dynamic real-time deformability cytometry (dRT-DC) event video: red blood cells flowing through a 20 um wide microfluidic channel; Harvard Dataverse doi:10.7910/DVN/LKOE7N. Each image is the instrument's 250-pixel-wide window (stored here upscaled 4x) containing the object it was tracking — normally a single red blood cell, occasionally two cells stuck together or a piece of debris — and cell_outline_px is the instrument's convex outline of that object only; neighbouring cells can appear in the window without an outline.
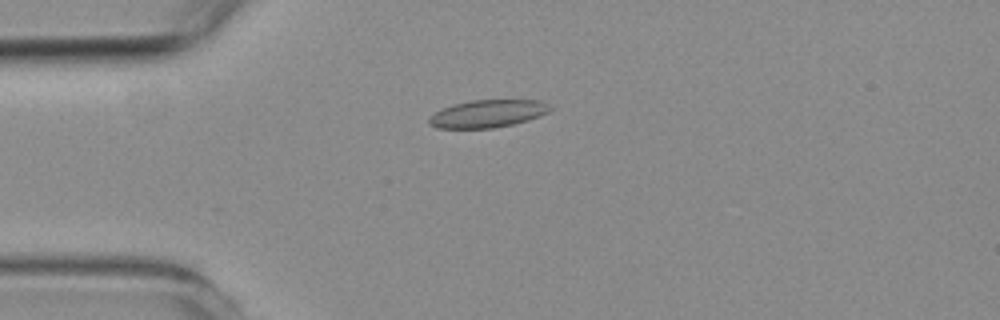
{"species": "common noctule bat (a hibernating species)", "species_latin": "Nyctalus noctula", "temperature_condition": "room temperature", "stored_images_in_passage": 8, "camera_frame_rate_fps": 3000, "um_per_image_px": 0.085, "animal": {"sex": "female", "body_mass_g": 19.3, "forearm_length_mm": 54.1}, "frame": {"image": 1, "passage_image": 2, "time_ms": 0.333, "image_size_px": [1000, 320], "cell_outline_px": [[552, 108], [548, 112], [528, 120], [512, 124], [492, 128], [436, 128], [428, 120], [436, 112], [444, 108], [456, 104], [472, 100], [540, 100]], "centroid_in_image_um": [41.48, 9.66], "position_along_channel_um": 43.5, "area_um2": 19.02}}
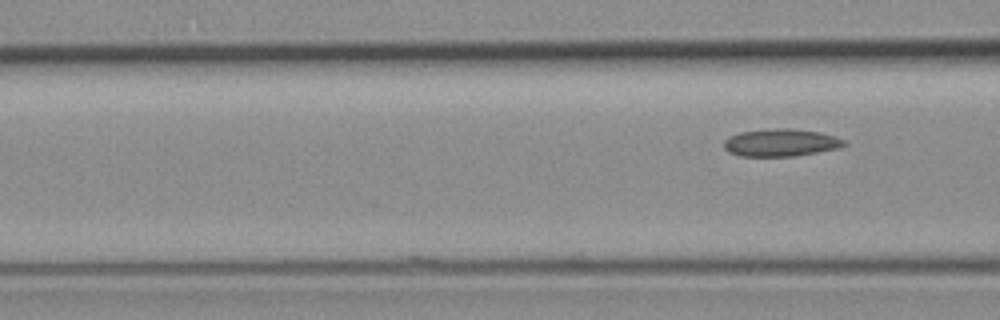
{"frame": {"image": 2, "passage_image": 8, "time_ms": 2.333, "image_size_px": [1000, 320], "cell_outline_px": [[848, 144], [840, 148], [796, 156], [740, 156], [728, 152], [724, 148], [724, 140], [728, 136], [740, 132], [772, 128], [792, 128], [820, 132], [836, 136], [844, 140]], "centroid_in_image_um": [66.38, 12.12], "position_along_channel_um": 100.2, "area_um2": 19.54}}